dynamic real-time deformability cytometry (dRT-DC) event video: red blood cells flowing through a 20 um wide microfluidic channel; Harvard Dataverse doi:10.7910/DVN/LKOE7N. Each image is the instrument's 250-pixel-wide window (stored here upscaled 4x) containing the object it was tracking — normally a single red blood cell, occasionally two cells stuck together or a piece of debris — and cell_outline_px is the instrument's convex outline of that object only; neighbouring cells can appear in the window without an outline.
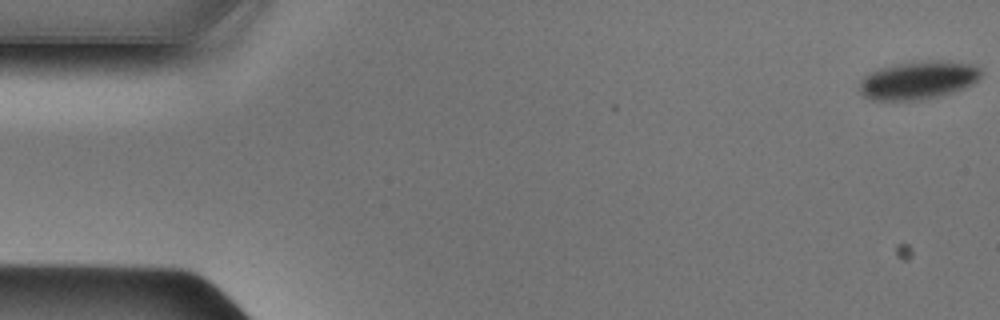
{"species": "Egyptian fruit bat (a non-hibernating species)", "species_latin": "Rousettus aegyptiacus", "temperature_condition": "cold", "stored_images_in_passage": 49, "camera_frame_rate_fps": 3000, "um_per_image_px": 0.085, "animal": {"sex": "male"}, "frame": {"image": 1, "passage_image": 1, "time_ms": 0.0, "image_size_px": [1000, 320], "cell_outline_px": [[980, 76], [972, 84], [936, 96], [916, 100], [872, 100], [864, 96], [860, 92], [860, 80], [864, 76], [880, 68], [896, 64], [928, 60], [948, 60], [972, 64], [980, 68]], "centroid_in_image_um": [78.02, 6.79], "position_along_channel_um": 7.0, "area_um2": 26.59}}
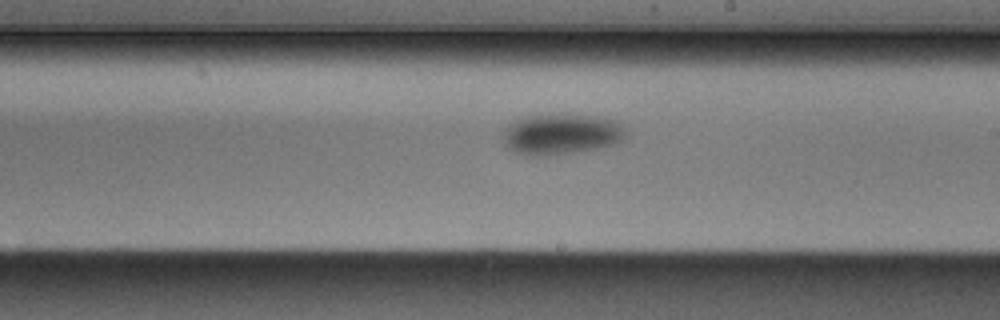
{"frame": {"image": 2, "passage_image": 28, "time_ms": 9.0, "image_size_px": [1000, 320], "cell_outline_px": [[624, 140], [616, 144], [596, 148], [572, 152], [544, 156], [536, 156], [516, 152], [508, 148], [504, 144], [504, 132], [508, 124], [524, 116], [596, 116], [616, 120], [620, 124], [624, 132]], "centroid_in_image_um": [47.7, 11.42], "position_along_channel_um": 241.3, "area_um2": 28.44}}
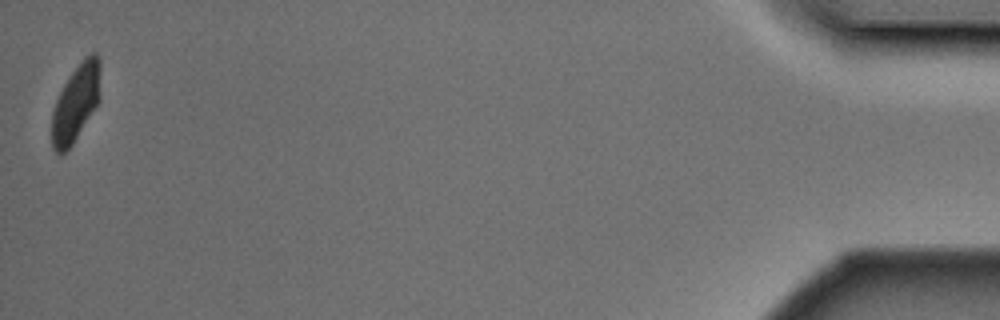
{"frame": {"image": 3, "passage_image": 49, "time_ms": 16.0, "image_size_px": [1000, 320], "cell_outline_px": [[100, 100], [72, 144], [60, 156], [52, 148], [52, 112], [56, 100], [64, 84], [72, 72], [92, 52], [96, 52], [100, 60]], "centroid_in_image_um": [6.45, 8.76], "position_along_channel_um": 428.7, "area_um2": 21.5}}